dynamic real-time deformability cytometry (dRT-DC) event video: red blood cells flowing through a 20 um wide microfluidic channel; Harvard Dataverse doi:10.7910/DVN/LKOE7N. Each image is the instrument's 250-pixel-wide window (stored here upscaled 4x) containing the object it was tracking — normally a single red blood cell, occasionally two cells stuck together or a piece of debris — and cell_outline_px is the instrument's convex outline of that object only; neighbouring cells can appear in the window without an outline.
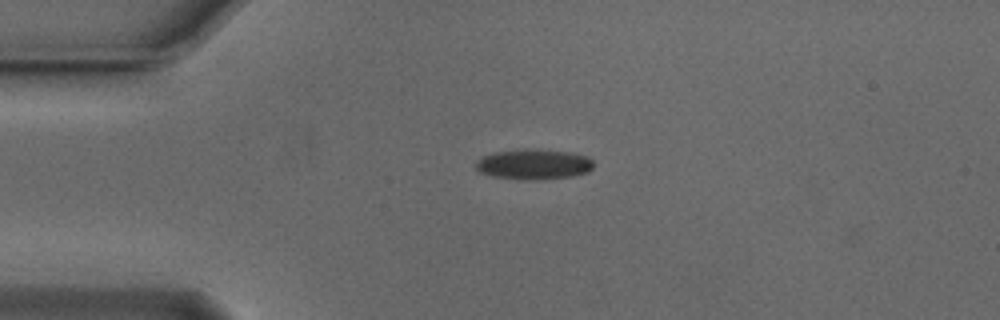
{"species": "Egyptian fruit bat (a non-hibernating species)", "species_latin": "Rousettus aegyptiacus", "temperature_condition": "cold", "stored_images_in_passage": 43, "camera_frame_rate_fps": 3000, "um_per_image_px": 0.085, "animal": {"sex": "male"}, "frame": {"image": 1, "passage_image": 1, "time_ms": 0.0, "image_size_px": [1000, 320], "cell_outline_px": [[592, 168], [588, 172], [572, 176], [492, 176], [480, 172], [476, 168], [476, 160], [480, 156], [492, 152], [524, 148], [536, 148], [572, 152], [588, 156], [592, 160]], "centroid_in_image_um": [45.35, 13.86], "position_along_channel_um": 39.6, "area_um2": 19.94}}
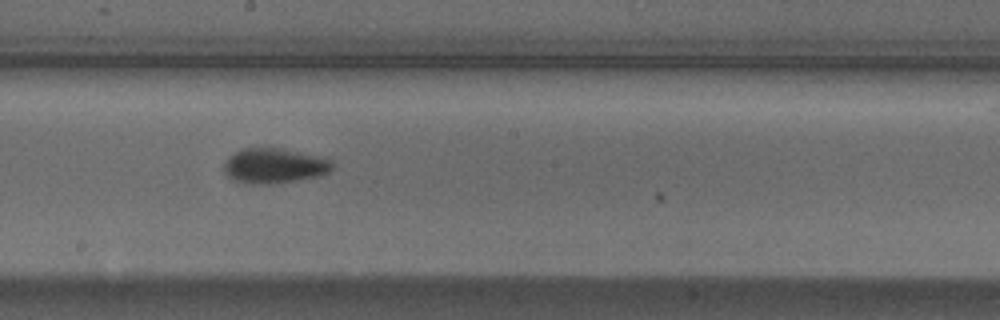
{"frame": {"image": 2, "passage_image": 18, "time_ms": 5.667, "image_size_px": [1000, 320], "cell_outline_px": [[332, 168], [328, 172], [316, 176], [296, 180], [268, 184], [252, 184], [232, 180], [224, 172], [224, 164], [228, 156], [232, 152], [240, 148], [280, 148], [316, 156], [332, 160]], "centroid_in_image_um": [23.23, 14.08], "position_along_channel_um": 225.0, "area_um2": 21.96}}
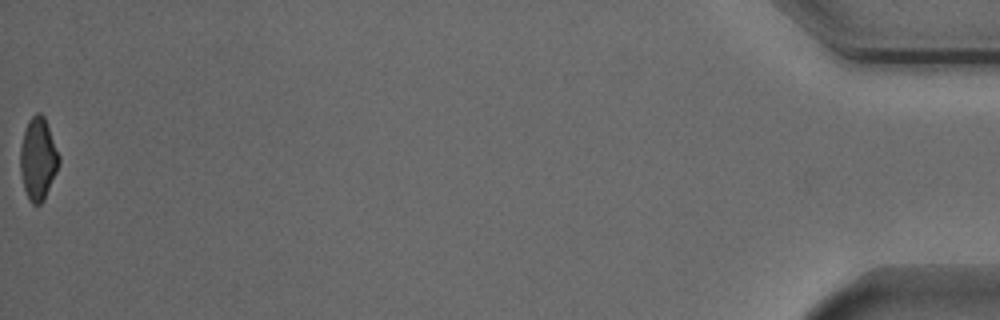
{"frame": {"image": 3, "passage_image": 43, "time_ms": 14.0, "image_size_px": [1000, 320], "cell_outline_px": [[60, 164], [44, 200], [40, 204], [32, 204], [28, 200], [24, 188], [20, 172], [20, 148], [24, 128], [28, 120], [36, 112], [40, 112], [44, 116], [60, 156]], "centroid_in_image_um": [3.23, 13.5], "position_along_channel_um": 432.0, "area_um2": 18.79}, "authors_computed_cell_mechanics": {"area_um2": 20.519, "velocity_mm_per_s": 3.752, "shape_relaxation_time_tau1_ms": 2.9402, "shape_relaxation_time_tau2_ms": null, "deformation_change_tau1": 0.1084, "deformation_change_tau2": null}}